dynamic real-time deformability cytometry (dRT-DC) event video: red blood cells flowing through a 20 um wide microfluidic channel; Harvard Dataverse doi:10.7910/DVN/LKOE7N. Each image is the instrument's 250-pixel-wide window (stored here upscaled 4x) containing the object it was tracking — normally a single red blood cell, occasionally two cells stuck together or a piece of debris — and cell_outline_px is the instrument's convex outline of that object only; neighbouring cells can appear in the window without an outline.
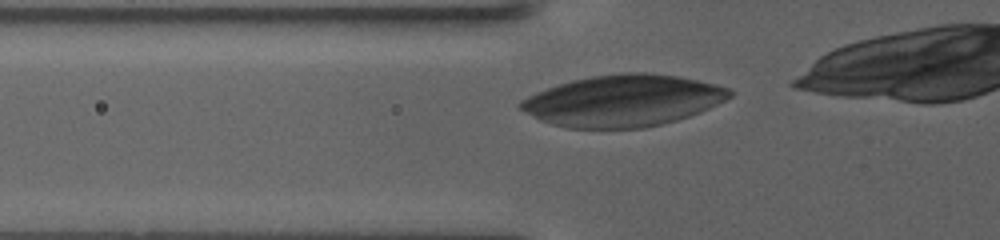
{"species": "human", "species_latin": "Homo sapiens", "temperature_condition": "warm", "stored_images_in_passage": 33, "camera_frame_rate_fps": 3000, "um_per_image_px": 0.085, "donor": {"sex": "female"}, "frame": {"image": 1, "passage_image": 3, "time_ms": 0.333, "image_size_px": [1000, 240], "cell_outline_px": [[732, 96], [700, 112], [676, 120], [644, 128], [568, 128], [552, 124], [540, 120], [520, 108], [516, 104], [520, 100], [536, 92], [572, 80], [592, 76], [620, 72], [652, 72], [676, 76], [716, 84], [732, 88]], "centroid_in_image_um": [52.96, 8.55], "position_along_channel_um": 72.8, "area_um2": 62.6}}
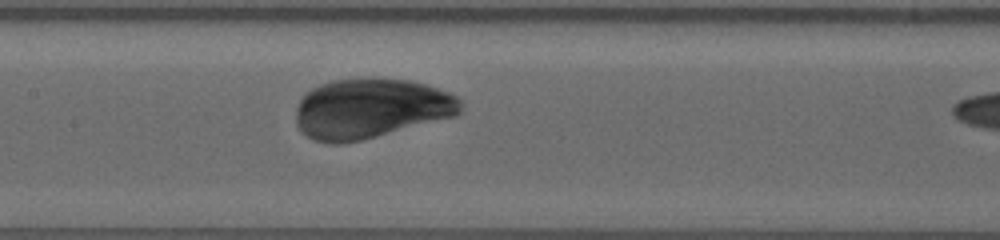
{"frame": {"image": 2, "passage_image": 20, "time_ms": 4.0, "image_size_px": [1000, 240], "cell_outline_px": [[464, 104], [460, 112], [456, 116], [344, 144], [328, 144], [312, 140], [296, 124], [296, 108], [304, 92], [320, 84], [332, 80], [368, 76], [376, 76], [412, 80], [448, 92], [456, 96]], "centroid_in_image_um": [31.5, 9.19], "position_along_channel_um": 175.9, "area_um2": 58.32}}
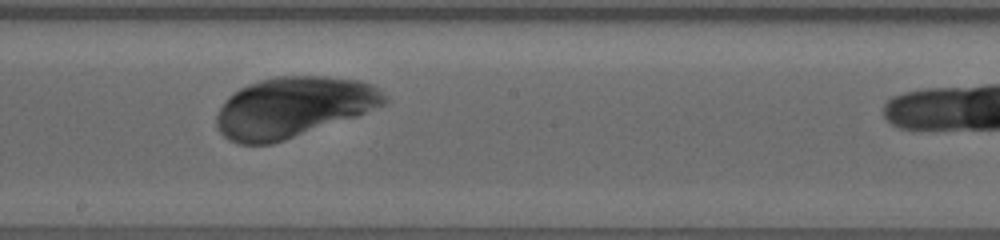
{"frame": {"image": 3, "passage_image": 28, "time_ms": 5.667, "image_size_px": [1000, 240], "cell_outline_px": [[388, 100], [384, 104], [356, 116], [272, 144], [240, 144], [228, 140], [220, 132], [216, 124], [216, 116], [224, 100], [232, 92], [248, 84], [260, 80], [276, 76], [328, 76], [360, 80], [372, 84], [388, 96]], "centroid_in_image_um": [24.9, 9.1], "position_along_channel_um": 223.3, "area_um2": 59.07}}